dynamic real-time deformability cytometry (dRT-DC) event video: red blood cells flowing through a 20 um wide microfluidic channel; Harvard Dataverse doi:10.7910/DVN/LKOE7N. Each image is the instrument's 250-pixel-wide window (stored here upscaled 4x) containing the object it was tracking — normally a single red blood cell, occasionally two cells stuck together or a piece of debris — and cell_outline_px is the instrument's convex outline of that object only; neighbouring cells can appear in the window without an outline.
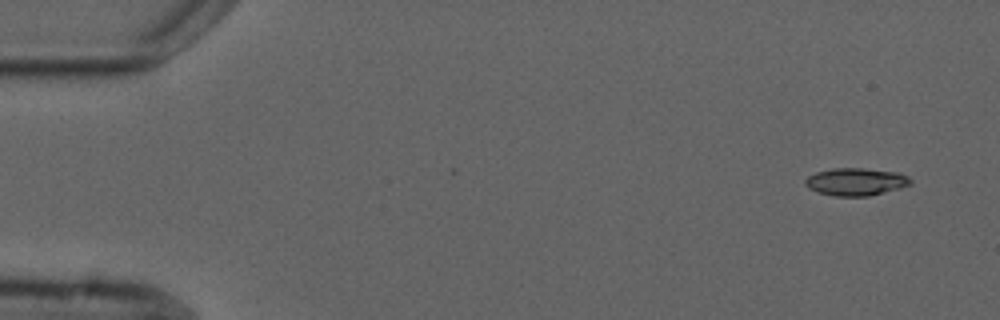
{"species": "common noctule bat (a hibernating species)", "species_latin": "Nyctalus noctula", "temperature_condition": "cold", "stored_images_in_passage": 6, "segment_of_instrument_passage": [2, 2], "camera_frame_rate_fps": 3000, "um_per_image_px": 0.085, "animal": {"sex": "male", "forearm_length_mm": 52.5}, "frame": {"image": 1, "passage_image": 6, "time_ms": 6.333, "image_size_px": [1000, 320], "cell_outline_px": [[912, 184], [900, 188], [868, 196], [832, 196], [816, 192], [808, 188], [804, 184], [804, 180], [808, 176], [816, 172], [832, 168], [864, 168], [900, 172], [908, 176], [912, 180]], "centroid_in_image_um": [72.74, 15.44], "position_along_channel_um": 12.3, "area_um2": 17.17}}